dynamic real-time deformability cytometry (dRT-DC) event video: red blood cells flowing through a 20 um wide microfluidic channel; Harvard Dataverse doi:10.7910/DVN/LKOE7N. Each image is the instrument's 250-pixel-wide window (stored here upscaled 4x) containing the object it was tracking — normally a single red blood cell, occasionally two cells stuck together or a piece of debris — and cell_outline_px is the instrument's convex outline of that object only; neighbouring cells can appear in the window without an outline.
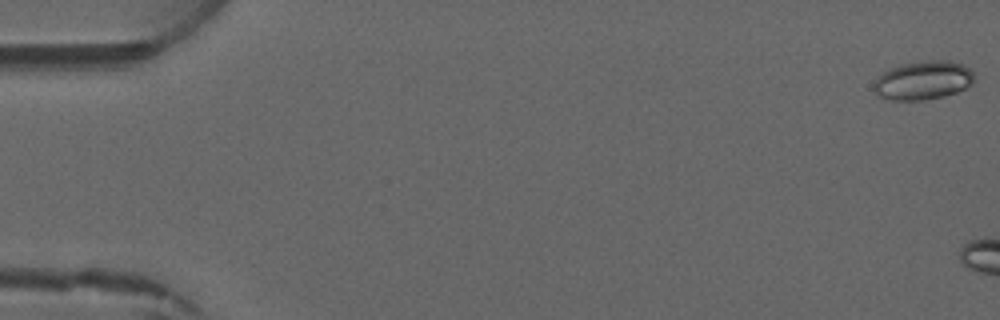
{"species": "common noctule bat (a hibernating species)", "species_latin": "Nyctalus noctula", "temperature_condition": "warm", "stored_images_in_passage": 2, "camera_frame_rate_fps": 3000, "um_per_image_px": 0.085, "animal": {"sex": "male", "forearm_length_mm": 52.5}, "frame": {"image": 1, "passage_image": 1, "time_ms": 0.0, "image_size_px": [1000, 320], "cell_outline_px": [[972, 84], [956, 92], [944, 96], [924, 100], [892, 100], [880, 96], [872, 88], [876, 80], [888, 68], [900, 64], [928, 60], [948, 60], [964, 64], [972, 72]], "centroid_in_image_um": [78.45, 6.82], "position_along_channel_um": 6.5, "area_um2": 22.54}}